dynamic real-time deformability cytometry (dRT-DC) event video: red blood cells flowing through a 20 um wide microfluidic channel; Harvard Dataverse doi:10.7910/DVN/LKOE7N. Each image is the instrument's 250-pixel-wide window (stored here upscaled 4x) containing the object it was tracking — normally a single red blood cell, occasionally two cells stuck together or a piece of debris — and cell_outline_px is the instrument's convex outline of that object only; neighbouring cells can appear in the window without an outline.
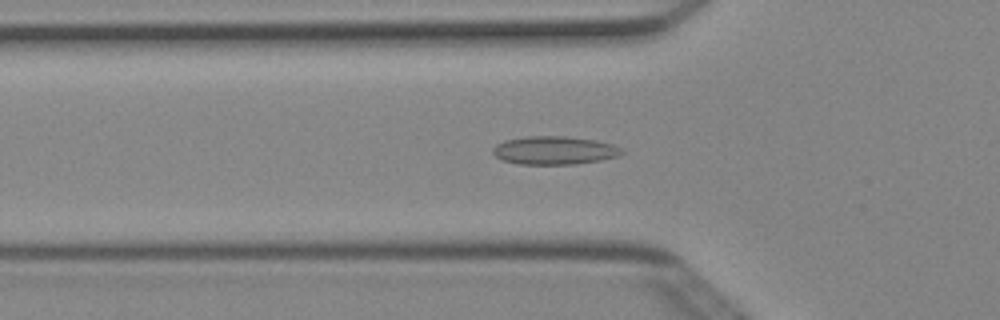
{"species": "Egyptian fruit bat (a non-hibernating species)", "species_latin": "Rousettus aegyptiacus", "temperature_condition": "cold", "stored_images_in_passage": 48, "camera_frame_rate_fps": 3000, "um_per_image_px": 0.085, "animal": {"sex": "female"}, "frame": {"image": 1, "passage_image": 15, "time_ms": 4.667, "image_size_px": [1000, 320], "cell_outline_px": [[624, 152], [620, 156], [600, 160], [576, 164], [520, 164], [500, 160], [492, 152], [492, 148], [496, 144], [504, 140], [528, 136], [564, 136], [596, 140], [612, 144], [624, 148]], "centroid_in_image_um": [47.13, 12.78], "position_along_channel_um": 78.7, "area_um2": 21.44}}
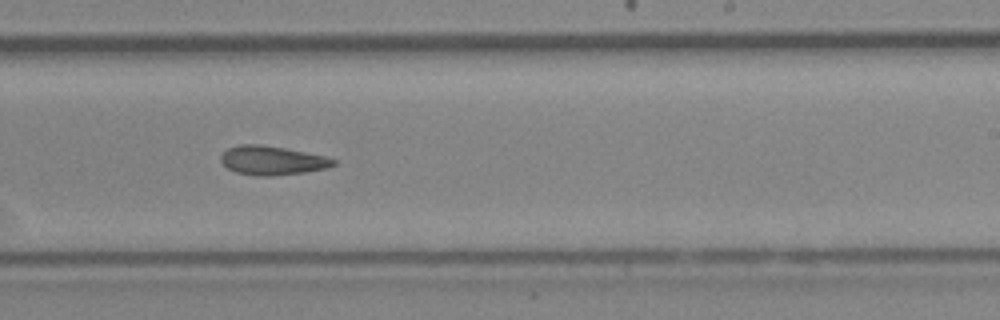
{"frame": {"image": 2, "passage_image": 29, "time_ms": 9.333, "image_size_px": [1000, 320], "cell_outline_px": [[336, 164], [324, 168], [304, 172], [272, 176], [256, 176], [236, 172], [228, 168], [220, 160], [220, 156], [228, 148], [240, 144], [260, 144], [284, 148], [324, 156], [336, 160]], "centroid_in_image_um": [23.1, 13.64], "position_along_channel_um": 265.9, "area_um2": 18.79}}
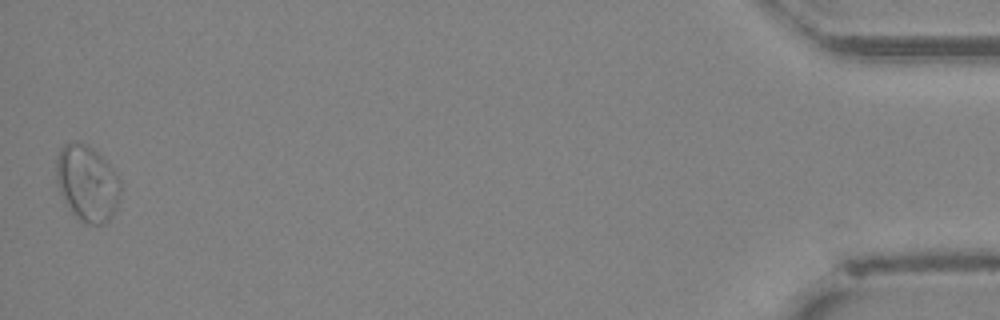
{"frame": {"image": 3, "passage_image": 48, "time_ms": 15.667, "image_size_px": [1000, 320], "cell_outline_px": [[120, 196], [116, 208], [108, 220], [104, 224], [88, 224], [80, 220], [72, 212], [60, 192], [56, 184], [56, 156], [60, 148], [64, 144], [76, 140], [80, 140], [92, 148], [116, 172], [120, 180]], "centroid_in_image_um": [7.39, 15.54], "position_along_channel_um": 427.8, "area_um2": 28.5}, "authors_computed_cell_mechanics": {"area_um2": 20.6346, "velocity_mm_per_s": 4.0217, "shape_relaxation_time_tau1_ms": null, "shape_relaxation_time_tau2_ms": 5.7777, "deformation_change_tau1": null, "deformation_change_tau2": 0.1106}}